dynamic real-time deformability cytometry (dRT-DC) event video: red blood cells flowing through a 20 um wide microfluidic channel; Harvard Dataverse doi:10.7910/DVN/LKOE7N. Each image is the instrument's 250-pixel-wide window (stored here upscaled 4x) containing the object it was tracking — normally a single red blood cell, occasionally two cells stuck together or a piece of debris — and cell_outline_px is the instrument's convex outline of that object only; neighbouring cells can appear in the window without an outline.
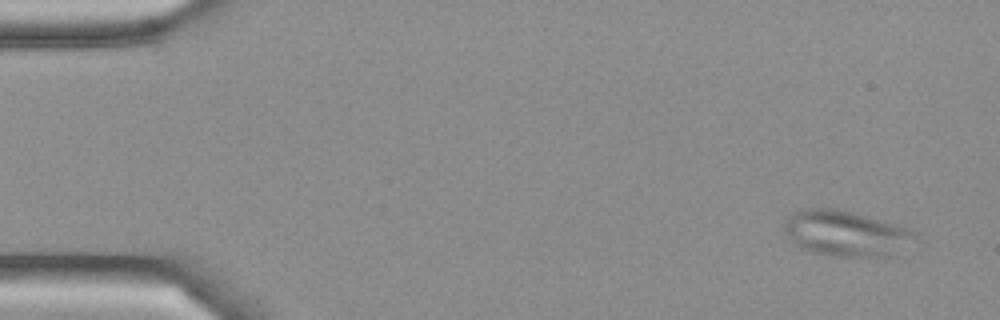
{"species": "Egyptian fruit bat (a non-hibernating species)", "species_latin": "Rousettus aegyptiacus", "temperature_condition": "cold", "stored_images_in_passage": 7, "camera_frame_rate_fps": 3000, "um_per_image_px": 0.085, "frame": {"image": 1, "passage_image": 1, "time_ms": 0.0, "image_size_px": [1000, 320], "cell_outline_px": [[916, 236], [888, 256], [832, 256], [816, 252], [804, 248], [796, 244], [784, 232], [784, 224], [792, 212], [804, 208], [828, 208], [852, 212], [892, 224], [916, 232]], "centroid_in_image_um": [71.79, 19.82], "position_along_channel_um": 13.2, "area_um2": 33.41}}
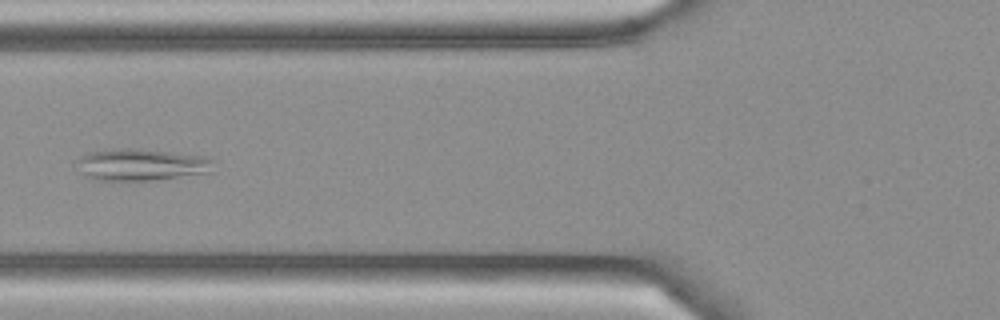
{"frame": {"image": 2, "passage_image": 6, "time_ms": 1.667, "image_size_px": [1000, 320], "cell_outline_px": [[216, 160], [212, 172], [152, 180], [96, 180], [84, 176], [72, 164], [80, 156], [92, 152], [112, 148], [136, 148], [204, 156]], "centroid_in_image_um": [11.96, 13.99], "position_along_channel_um": 113.8, "area_um2": 25.78}}